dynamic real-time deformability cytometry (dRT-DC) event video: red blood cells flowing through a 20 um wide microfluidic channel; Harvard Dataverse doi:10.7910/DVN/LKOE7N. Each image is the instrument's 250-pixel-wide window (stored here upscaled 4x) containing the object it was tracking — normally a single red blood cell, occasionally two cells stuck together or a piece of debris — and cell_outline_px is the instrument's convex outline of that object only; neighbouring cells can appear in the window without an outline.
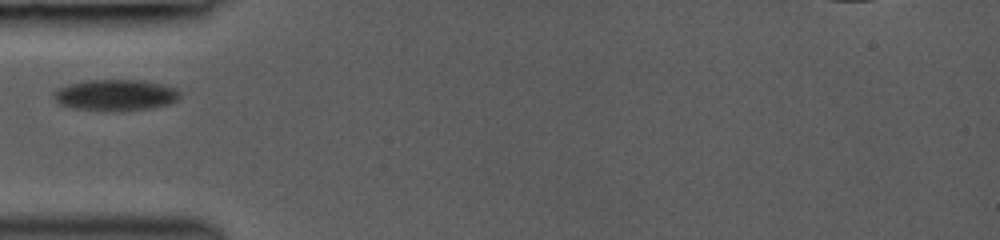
{"species": "common noctule bat (a hibernating species)", "species_latin": "Nyctalus noctula", "temperature_condition": "room temperature", "stored_images_in_passage": 29, "camera_frame_rate_fps": 3000, "um_per_image_px": 0.085, "animal": {"sex": "female", "body_mass_g": 19.0, "forearm_length_mm": 53.3}, "frame": {"image": 1, "passage_image": 1, "time_ms": 0.0, "image_size_px": [1000, 240], "cell_outline_px": [[180, 96], [176, 100], [168, 104], [148, 108], [120, 112], [100, 112], [76, 108], [56, 104], [52, 96], [52, 92], [68, 84], [84, 80], [144, 80], [176, 88], [180, 92]], "centroid_in_image_um": [9.76, 8.1], "position_along_channel_um": 75.2, "area_um2": 23.41}}
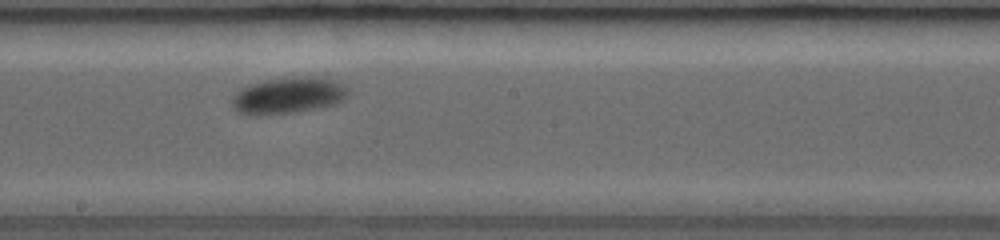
{"frame": {"image": 2, "passage_image": 12, "time_ms": 3.667, "image_size_px": [1000, 240], "cell_outline_px": [[348, 96], [344, 100], [336, 104], [320, 108], [296, 112], [256, 116], [236, 112], [232, 104], [232, 96], [240, 88], [264, 80], [292, 76], [312, 76], [336, 80], [344, 84], [348, 92]], "centroid_in_image_um": [24.51, 8.11], "position_along_channel_um": 223.7, "area_um2": 25.14}}
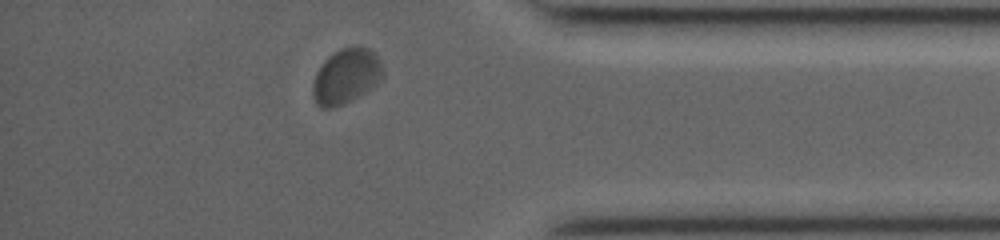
{"frame": {"image": 3, "passage_image": 26, "time_ms": 8.333, "image_size_px": [1000, 240], "cell_outline_px": [[384, 76], [376, 84], [364, 92], [344, 104], [332, 108], [320, 108], [312, 96], [312, 84], [316, 72], [324, 60], [332, 52], [340, 48], [356, 44], [368, 48], [380, 60], [384, 72]], "centroid_in_image_um": [29.4, 6.45], "position_along_channel_um": 405.8, "area_um2": 22.77}}